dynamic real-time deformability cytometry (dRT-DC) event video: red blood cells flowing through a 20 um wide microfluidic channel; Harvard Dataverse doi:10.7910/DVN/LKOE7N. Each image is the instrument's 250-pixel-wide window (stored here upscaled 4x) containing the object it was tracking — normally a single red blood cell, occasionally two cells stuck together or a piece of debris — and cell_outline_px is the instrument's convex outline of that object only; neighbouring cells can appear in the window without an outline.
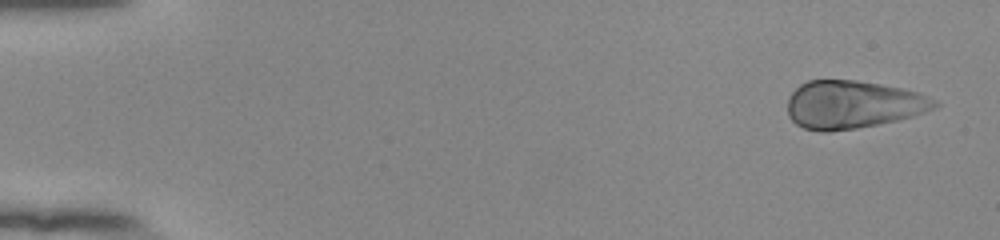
{"species": "human", "species_latin": "Homo sapiens", "temperature_condition": "room temperature", "stored_images_in_passage": 53, "camera_frame_rate_fps": 3000, "um_per_image_px": 0.085, "donor": {"sex": "female"}, "frame": {"image": 1, "passage_image": 3, "time_ms": 0.667, "image_size_px": [1000, 240], "cell_outline_px": [[940, 104], [924, 112], [912, 116], [896, 120], [856, 128], [828, 132], [820, 132], [804, 128], [796, 124], [788, 116], [788, 100], [792, 92], [800, 84], [808, 80], [856, 80], [880, 84], [900, 88], [916, 92], [936, 100]], "centroid_in_image_um": [72.44, 8.89], "position_along_channel_um": 12.6, "area_um2": 40.81}}
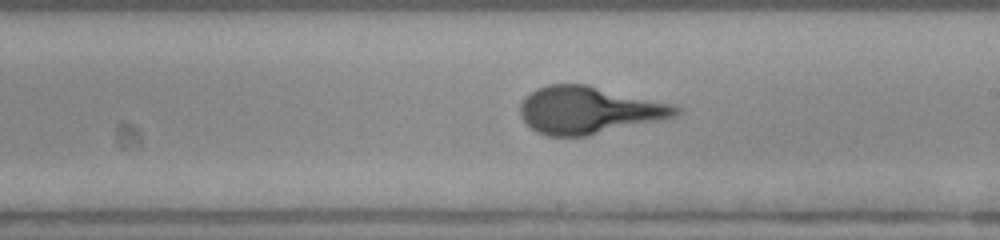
{"frame": {"image": 2, "passage_image": 32, "time_ms": 10.333, "image_size_px": [1000, 240], "cell_outline_px": [[684, 108], [676, 116], [664, 120], [588, 136], [548, 136], [536, 132], [520, 116], [520, 104], [524, 96], [536, 88], [548, 84], [588, 84], [672, 104]], "centroid_in_image_um": [50.07, 9.36], "position_along_channel_um": 238.9, "area_um2": 43.41}}
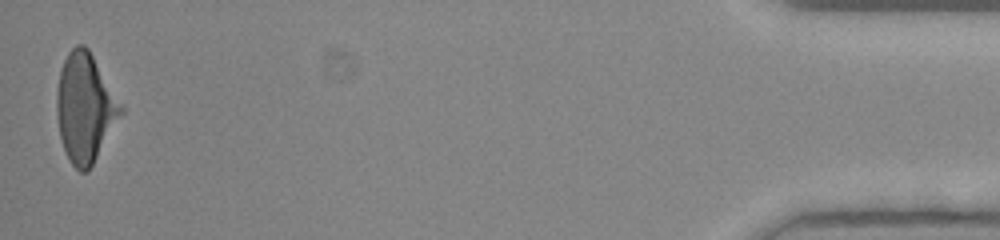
{"frame": {"image": 3, "passage_image": 53, "time_ms": 17.333, "image_size_px": [1000, 240], "cell_outline_px": [[124, 112], [88, 172], [80, 172], [72, 164], [64, 148], [60, 136], [56, 112], [56, 92], [60, 68], [68, 52], [76, 44], [84, 44], [88, 48], [124, 108]], "centroid_in_image_um": [7.22, 9.15], "position_along_channel_um": 428.0, "area_um2": 40.58}}